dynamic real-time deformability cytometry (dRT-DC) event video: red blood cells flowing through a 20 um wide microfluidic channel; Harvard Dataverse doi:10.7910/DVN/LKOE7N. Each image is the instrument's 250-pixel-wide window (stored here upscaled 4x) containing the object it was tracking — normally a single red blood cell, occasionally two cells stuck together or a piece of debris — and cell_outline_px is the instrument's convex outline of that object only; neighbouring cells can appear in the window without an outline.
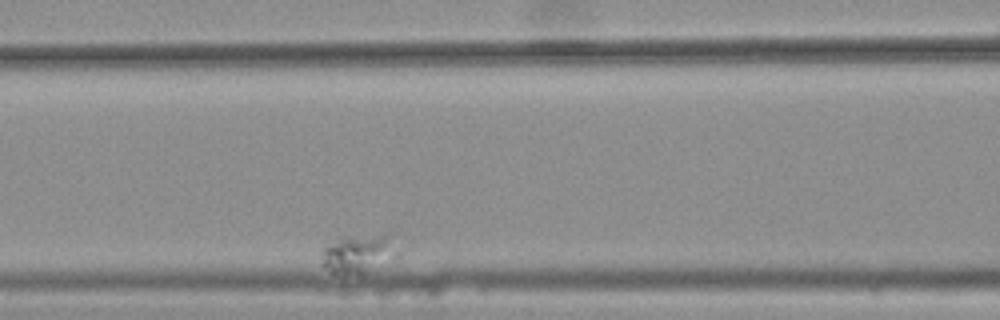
{"species": "common noctule bat (a hibernating species)", "species_latin": "Nyctalus noctula", "temperature_condition": "warm", "stored_images_in_passage": 5, "segment_of_instrument_passage": [2, 2], "camera_frame_rate_fps": 3000, "um_per_image_px": 0.085, "animal": {"sex": "female", "body_mass_g": 25.1}, "frame": {"image": 1, "passage_image": 4, "time_ms": 1.0, "image_size_px": [1000, 320], "cell_outline_px": [[388, 232], [384, 244], [364, 272], [360, 276], [340, 276], [332, 272], [320, 264], [320, 252], [324, 248], [340, 240]], "centroid_in_image_um": [29.93, 21.64], "position_along_channel_um": 136.7, "area_um2": 13.76}}